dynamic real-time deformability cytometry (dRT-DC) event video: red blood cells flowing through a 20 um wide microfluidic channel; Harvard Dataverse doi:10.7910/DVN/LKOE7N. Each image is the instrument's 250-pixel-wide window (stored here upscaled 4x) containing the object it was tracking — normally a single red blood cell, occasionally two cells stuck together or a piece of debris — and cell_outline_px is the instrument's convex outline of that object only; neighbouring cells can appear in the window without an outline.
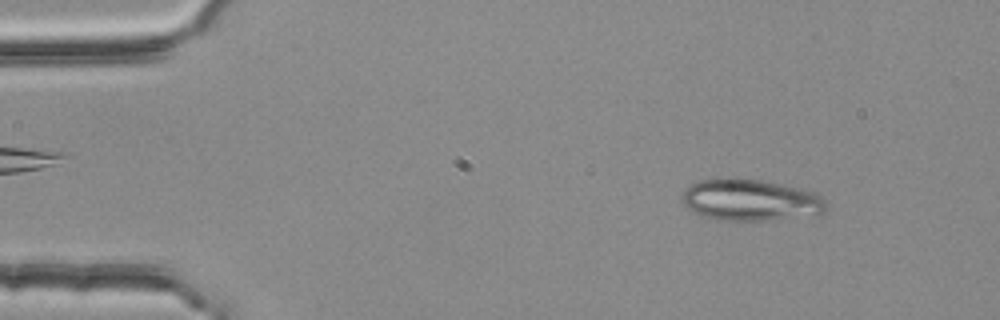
{"species": "common noctule bat (a hibernating species)", "species_latin": "Nyctalus noctula", "temperature_condition": "room temperature", "stored_images_in_passage": 53, "camera_frame_rate_fps": 3000, "um_per_image_px": 0.085, "animal": {"sex": "female", "body_mass_g": 25.1}, "frame": {"image": 1, "passage_image": 6, "time_ms": 1.667, "image_size_px": [1000, 320], "cell_outline_px": [[828, 208], [824, 212], [768, 220], [716, 220], [684, 208], [680, 200], [684, 192], [692, 184], [700, 180], [720, 176], [732, 176], [760, 180], [780, 184], [812, 192], [820, 196], [824, 200]], "centroid_in_image_um": [63.68, 16.97], "position_along_channel_um": 21.3, "area_um2": 34.85}}
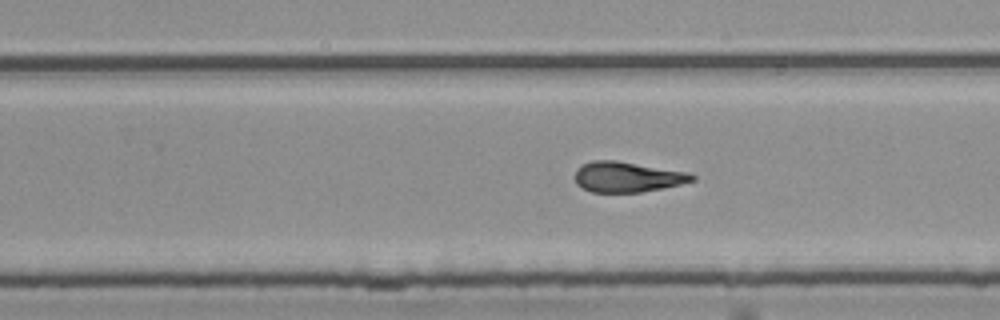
{"frame": {"image": 2, "passage_image": 33, "time_ms": 10.667, "image_size_px": [1000, 320], "cell_outline_px": [[696, 180], [680, 184], [640, 192], [592, 192], [576, 184], [576, 168], [592, 160], [616, 160], [688, 172], [696, 176]], "centroid_in_image_um": [53.32, 15.03], "position_along_channel_um": 276.5, "area_um2": 20.58}}
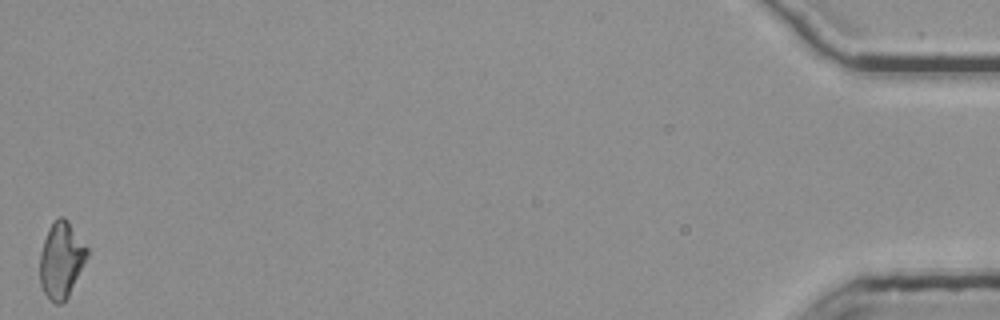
{"frame": {"image": 3, "passage_image": 53, "time_ms": 17.333, "image_size_px": [1000, 320], "cell_outline_px": [[88, 256], [68, 296], [60, 304], [56, 304], [44, 292], [40, 284], [40, 252], [48, 228], [60, 216], [64, 216], [68, 220], [88, 248]], "centroid_in_image_um": [5.21, 22.07], "position_along_channel_um": 430.0, "area_um2": 20.69}, "authors_computed_cell_mechanics": {"area_um2": 21.1548, "velocity_mm_per_s": 3.7913, "shape_relaxation_time_tau1_ms": 8.9244, "shape_relaxation_time_tau2_ms": 2.8563, "deformation_change_tau1": 0.2381, "deformation_change_tau2": 0.1244}}